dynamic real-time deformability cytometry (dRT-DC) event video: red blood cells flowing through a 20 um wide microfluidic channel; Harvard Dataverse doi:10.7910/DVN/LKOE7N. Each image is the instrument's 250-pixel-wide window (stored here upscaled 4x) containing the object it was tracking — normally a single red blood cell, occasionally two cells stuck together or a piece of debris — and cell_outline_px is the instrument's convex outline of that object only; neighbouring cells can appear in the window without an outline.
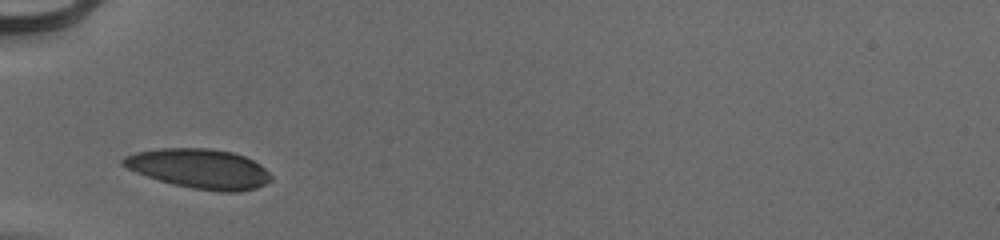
{"species": "human", "species_latin": "Homo sapiens", "temperature_condition": "cold", "stored_images_in_passage": 27, "camera_frame_rate_fps": 3000, "um_per_image_px": 0.085, "donor": {"sex": "male"}, "frame": {"image": 1, "passage_image": 1, "time_ms": 0.0, "image_size_px": [1000, 240], "cell_outline_px": [[272, 180], [256, 188], [240, 192], [220, 192], [192, 188], [160, 180], [136, 172], [120, 164], [120, 160], [124, 156], [136, 152], [160, 148], [212, 148], [232, 152], [244, 156], [260, 164], [272, 176]], "centroid_in_image_um": [16.96, 14.33], "position_along_channel_um": 68.0, "area_um2": 34.1}}
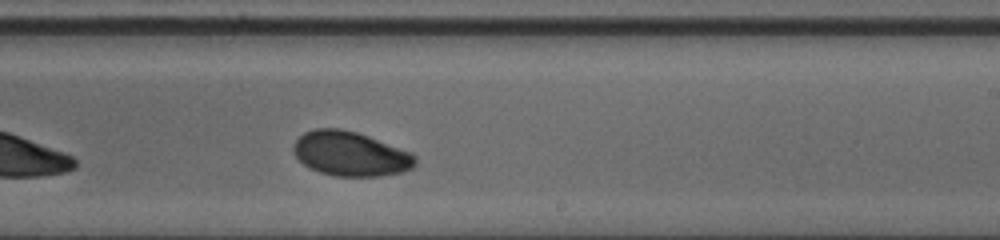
{"frame": {"image": 2, "passage_image": 16, "time_ms": 5.0, "image_size_px": [1000, 240], "cell_outline_px": [[416, 164], [412, 168], [404, 172], [380, 176], [332, 176], [308, 168], [296, 156], [292, 148], [296, 140], [304, 132], [316, 128], [340, 128], [356, 132], [368, 136], [412, 152], [416, 156]], "centroid_in_image_um": [29.8, 13.08], "position_along_channel_um": 259.2, "area_um2": 31.73}}
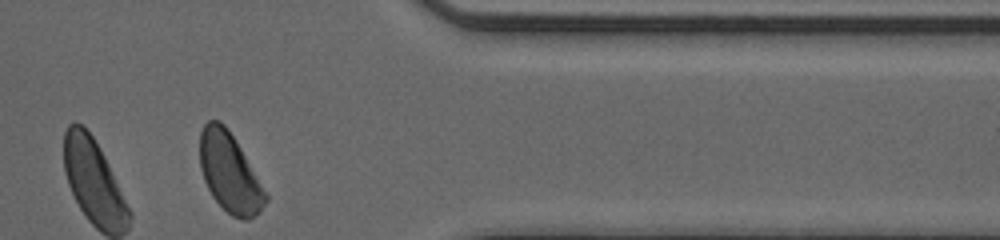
{"frame": {"image": 3, "passage_image": 27, "time_ms": 8.667, "image_size_px": [1000, 240], "cell_outline_px": [[268, 200], [260, 212], [248, 220], [240, 220], [232, 216], [212, 196], [204, 180], [200, 168], [200, 132], [204, 124], [208, 120], [220, 120], [228, 128], [240, 148], [268, 196]], "centroid_in_image_um": [19.51, 14.68], "position_along_channel_um": 391.9, "area_um2": 30.06}, "authors_computed_cell_mechanics": {"area_um2": 32.4836, "velocity_mm_per_s": 3.9169, "shape_relaxation_time_tau1_ms": 2.4217, "shape_relaxation_time_tau2_ms": null, "deformation_change_tau1": 0.0935, "deformation_change_tau2": null}}